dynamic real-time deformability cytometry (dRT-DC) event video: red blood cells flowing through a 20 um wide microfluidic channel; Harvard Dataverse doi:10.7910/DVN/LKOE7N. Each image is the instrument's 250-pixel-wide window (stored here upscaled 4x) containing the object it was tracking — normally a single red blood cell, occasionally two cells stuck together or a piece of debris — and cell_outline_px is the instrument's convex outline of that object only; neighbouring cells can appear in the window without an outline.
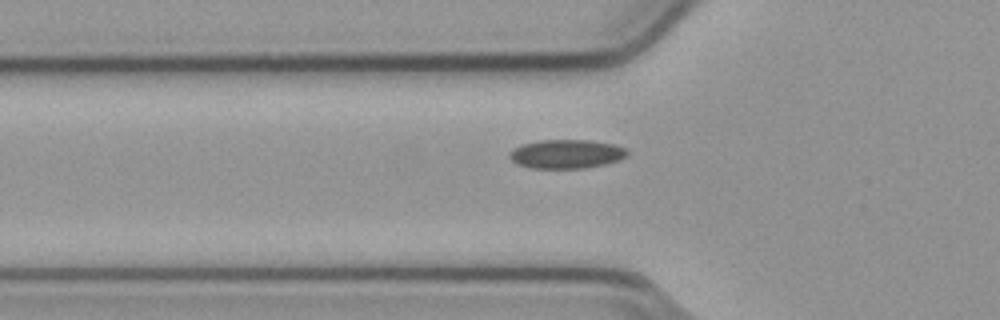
{"species": "common noctule bat (a hibernating species)", "species_latin": "Nyctalus noctula", "temperature_condition": "cold", "stored_images_in_passage": 36, "camera_frame_rate_fps": 3000, "um_per_image_px": 0.085, "animal": {"sex": "male", "body_mass_g": 23.1, "forearm_length_mm": 52.7}, "frame": {"image": 1, "passage_image": 3, "time_ms": 0.667, "image_size_px": [1000, 320], "cell_outline_px": [[628, 156], [620, 160], [604, 164], [584, 168], [532, 168], [520, 164], [512, 160], [508, 156], [516, 148], [524, 144], [540, 140], [588, 140], [612, 144], [624, 148], [628, 152]], "centroid_in_image_um": [48.19, 13.09], "position_along_channel_um": 77.6, "area_um2": 19.48}}
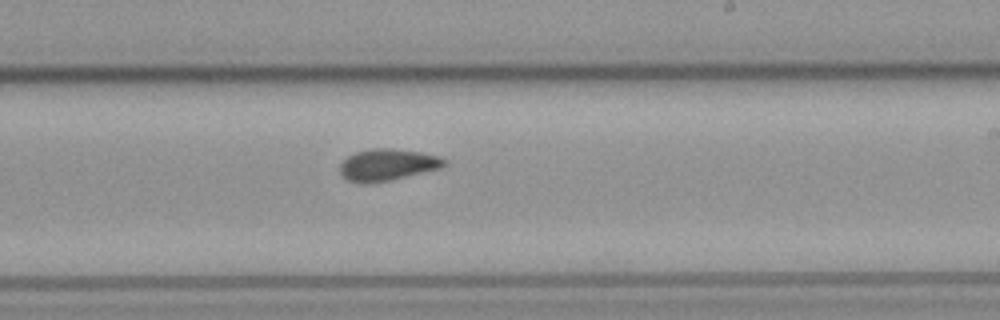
{"frame": {"image": 2, "passage_image": 17, "time_ms": 5.333, "image_size_px": [1000, 320], "cell_outline_px": [[448, 164], [440, 168], [388, 180], [368, 184], [360, 184], [348, 180], [340, 172], [340, 164], [348, 156], [356, 152], [372, 148], [392, 148], [420, 152], [440, 156], [448, 160]], "centroid_in_image_um": [32.95, 14.0], "position_along_channel_um": 256.1, "area_um2": 19.25}}
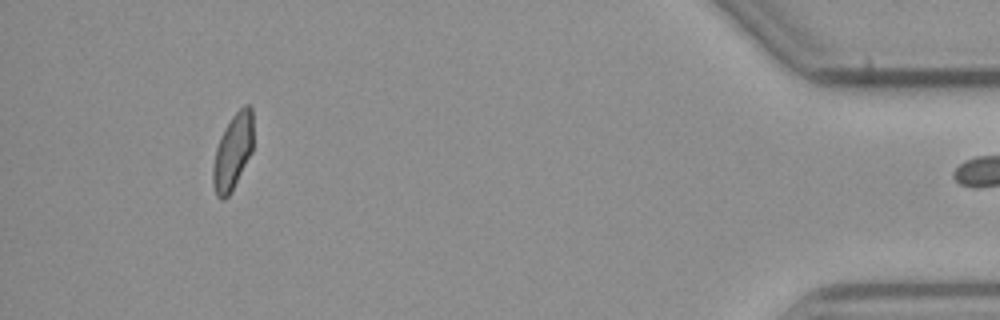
{"frame": {"image": 3, "passage_image": 35, "time_ms": 11.333, "image_size_px": [1000, 320], "cell_outline_px": [[252, 152], [228, 196], [224, 200], [220, 200], [216, 196], [212, 184], [212, 168], [216, 148], [220, 136], [224, 128], [232, 116], [244, 104], [248, 104], [252, 108]], "centroid_in_image_um": [19.76, 12.9], "position_along_channel_um": 415.4, "area_um2": 17.74}}